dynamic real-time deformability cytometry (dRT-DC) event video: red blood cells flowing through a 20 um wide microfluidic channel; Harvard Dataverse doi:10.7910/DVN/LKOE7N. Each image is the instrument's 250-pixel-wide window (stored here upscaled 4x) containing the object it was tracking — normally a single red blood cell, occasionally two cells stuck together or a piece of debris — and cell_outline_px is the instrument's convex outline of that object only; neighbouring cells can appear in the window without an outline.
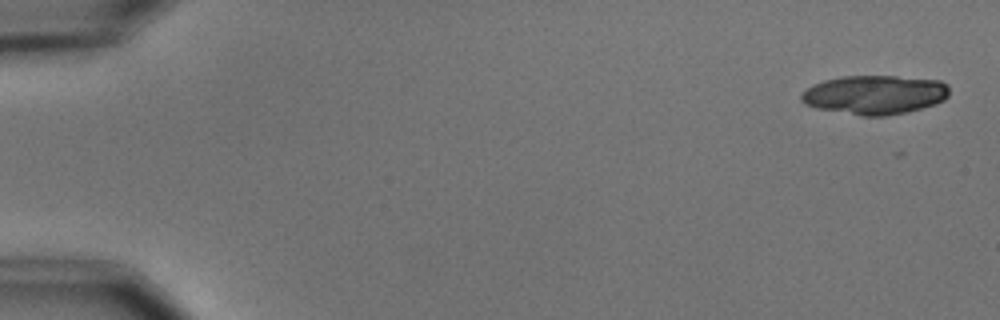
{"species": "common noctule bat (a hibernating species)", "species_latin": "Nyctalus noctula", "temperature_condition": "cold", "stored_images_in_passage": 5, "camera_frame_rate_fps": 3000, "um_per_image_px": 0.085, "animal": {"sex": "male", "body_mass_g": 15.6}, "frame": {"image": 1, "passage_image": 1, "time_ms": 0.0, "image_size_px": [1000, 320], "cell_outline_px": [[948, 96], [944, 100], [936, 104], [908, 112], [888, 116], [864, 116], [816, 108], [804, 104], [800, 100], [800, 96], [812, 84], [824, 80], [840, 76], [896, 76], [940, 80], [948, 84]], "centroid_in_image_um": [74.36, 8.05], "position_along_channel_um": 10.6, "area_um2": 33.93}}